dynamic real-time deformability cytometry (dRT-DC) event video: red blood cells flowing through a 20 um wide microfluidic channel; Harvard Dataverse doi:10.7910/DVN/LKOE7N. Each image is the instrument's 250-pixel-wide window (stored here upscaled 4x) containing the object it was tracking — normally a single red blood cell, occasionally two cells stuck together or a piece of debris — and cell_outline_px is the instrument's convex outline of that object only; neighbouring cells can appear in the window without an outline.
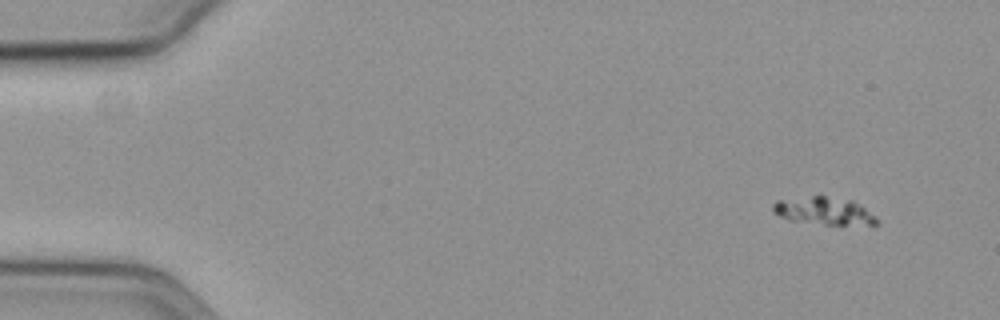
{"species": "common noctule bat (a hibernating species)", "species_latin": "Nyctalus noctula", "temperature_condition": "cold", "stored_images_in_passage": 58, "camera_frame_rate_fps": 3000, "um_per_image_px": 0.085, "animal": {"sex": "female", "body_mass_g": 19.3, "forearm_length_mm": 54.1}, "frame": {"image": 1, "passage_image": 5, "time_ms": 1.333, "image_size_px": [1000, 320], "cell_outline_px": [[880, 224], [824, 224], [788, 220], [772, 212], [772, 204], [776, 200], [812, 196], [824, 196], [852, 200], [876, 216], [880, 220]], "centroid_in_image_um": [70.01, 17.93], "position_along_channel_um": 15.0, "area_um2": 16.59}}
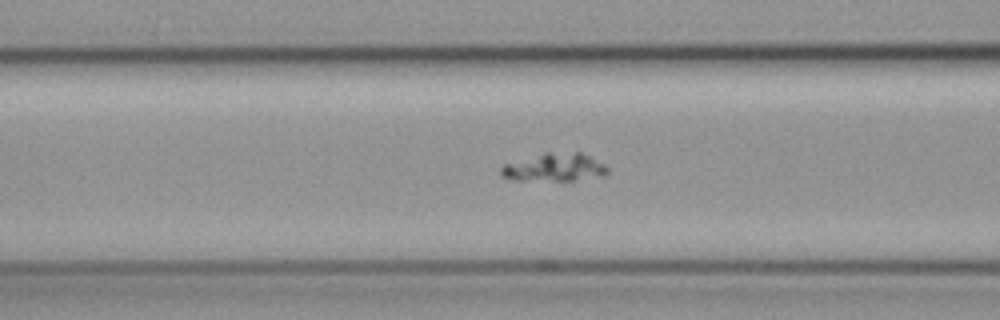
{"frame": {"image": 2, "passage_image": 24, "time_ms": 7.667, "image_size_px": [1000, 320], "cell_outline_px": [[608, 172], [604, 176], [576, 180], [516, 180], [500, 176], [500, 168], [504, 164], [544, 152], [580, 152], [604, 164], [608, 168]], "centroid_in_image_um": [47.12, 14.22], "position_along_channel_um": 119.5, "area_um2": 17.46}}
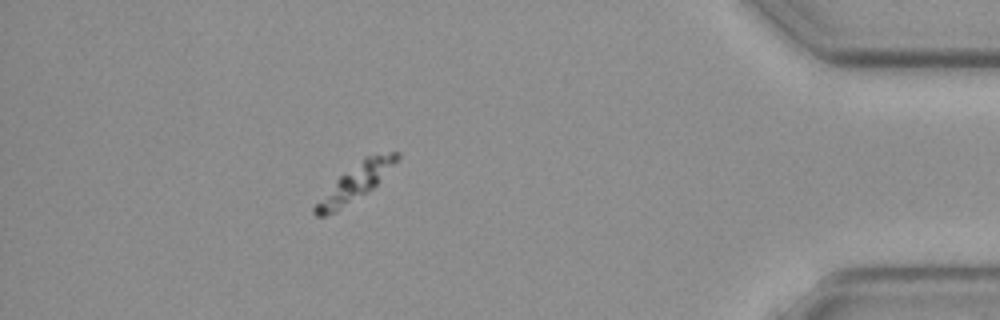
{"frame": {"image": 3, "passage_image": 52, "time_ms": 17.0, "image_size_px": [1000, 320], "cell_outline_px": [[400, 156], [376, 184], [372, 188], [332, 212], [324, 216], [316, 216], [312, 212], [312, 208], [336, 180], [340, 176], [364, 156], [392, 152], [400, 152]], "centroid_in_image_um": [30.19, 15.48], "position_along_channel_um": 405.0, "area_um2": 16.18}}